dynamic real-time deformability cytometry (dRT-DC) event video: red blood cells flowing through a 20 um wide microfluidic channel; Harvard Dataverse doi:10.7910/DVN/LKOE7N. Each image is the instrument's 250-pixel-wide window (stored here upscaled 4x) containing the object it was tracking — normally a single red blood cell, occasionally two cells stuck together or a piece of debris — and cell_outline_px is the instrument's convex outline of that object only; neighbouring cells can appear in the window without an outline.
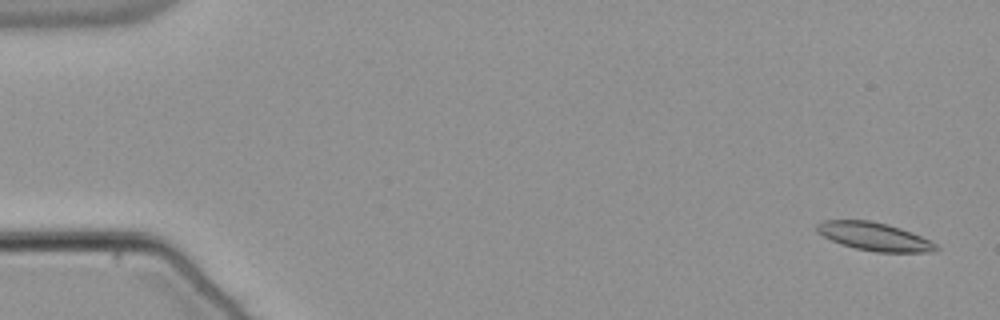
{"species": "common noctule bat (a hibernating species)", "species_latin": "Nyctalus noctula", "temperature_condition": "warm", "stored_images_in_passage": 16, "camera_frame_rate_fps": 3000, "um_per_image_px": 0.085, "animal": {"sex": "male", "body_mass_g": 21.5, "forearm_length_mm": 52.0}, "frame": {"image": 1, "passage_image": 3, "time_ms": 0.667, "image_size_px": [1000, 320], "cell_outline_px": [[940, 248], [932, 252], [876, 252], [856, 248], [840, 244], [816, 232], [816, 224], [820, 220], [868, 220], [888, 224], [912, 232], [936, 244]], "centroid_in_image_um": [74.29, 20.1], "position_along_channel_um": 10.7, "area_um2": 19.54}}